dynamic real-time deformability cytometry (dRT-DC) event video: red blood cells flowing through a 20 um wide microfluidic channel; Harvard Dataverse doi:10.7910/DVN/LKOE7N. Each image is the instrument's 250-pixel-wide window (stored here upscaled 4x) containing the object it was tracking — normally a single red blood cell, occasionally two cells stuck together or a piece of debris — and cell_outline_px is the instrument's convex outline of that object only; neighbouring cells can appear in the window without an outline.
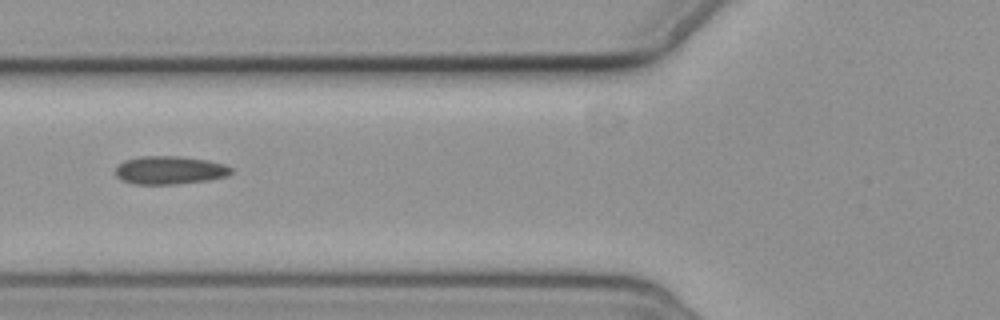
{"species": "common noctule bat (a hibernating species)", "species_latin": "Nyctalus noctula", "temperature_condition": "cold", "stored_images_in_passage": 14, "camera_frame_rate_fps": 3000, "um_per_image_px": 0.085, "animal": {"sex": "female", "body_mass_g": 19.3, "forearm_length_mm": 54.1}, "frame": {"image": 1, "passage_image": 5, "time_ms": 6.333, "image_size_px": [1000, 320], "cell_outline_px": [[232, 172], [228, 176], [208, 180], [176, 184], [132, 184], [120, 180], [116, 176], [116, 168], [124, 160], [140, 156], [180, 156], [208, 160], [224, 164], [232, 168]], "centroid_in_image_um": [14.42, 14.46], "position_along_channel_um": 111.4, "area_um2": 19.13}}
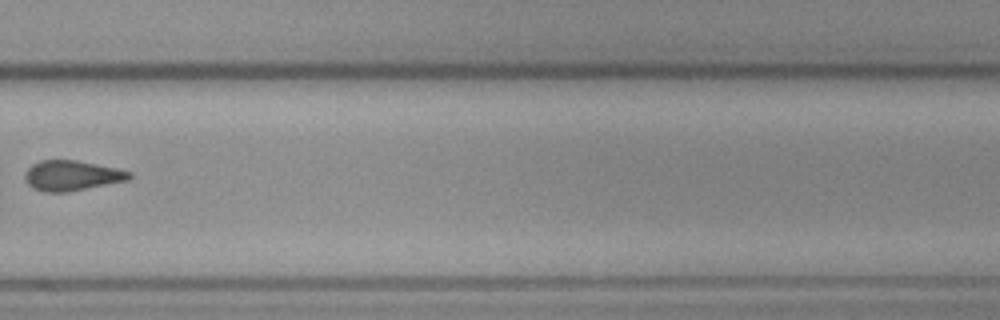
{"frame": {"image": 2, "passage_image": 10, "time_ms": 12.333, "image_size_px": [1000, 320], "cell_outline_px": [[132, 176], [128, 180], [68, 192], [44, 192], [28, 184], [24, 176], [28, 168], [32, 164], [40, 160], [76, 160], [116, 168], [132, 172]], "centroid_in_image_um": [6.11, 14.92], "position_along_channel_um": 323.7, "area_um2": 18.21}}
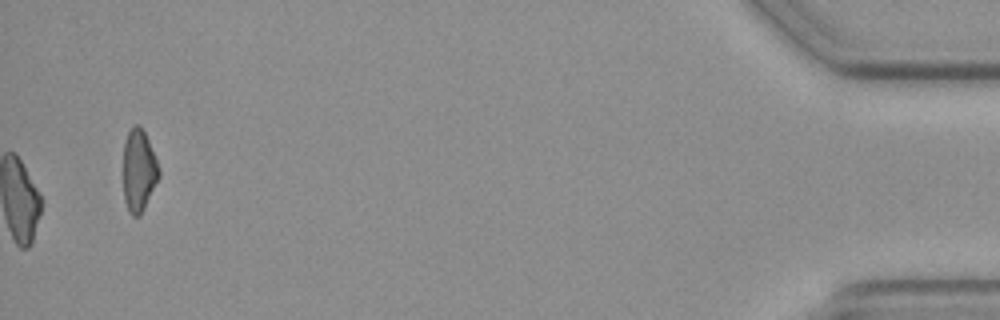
{"frame": {"image": 3, "passage_image": 14, "time_ms": 17.667, "image_size_px": [1000, 320], "cell_outline_px": [[160, 176], [140, 216], [132, 216], [128, 212], [124, 200], [124, 140], [132, 124], [136, 124], [144, 132], [148, 140], [160, 168]], "centroid_in_image_um": [11.8, 14.51], "position_along_channel_um": 423.4, "area_um2": 17.05}}